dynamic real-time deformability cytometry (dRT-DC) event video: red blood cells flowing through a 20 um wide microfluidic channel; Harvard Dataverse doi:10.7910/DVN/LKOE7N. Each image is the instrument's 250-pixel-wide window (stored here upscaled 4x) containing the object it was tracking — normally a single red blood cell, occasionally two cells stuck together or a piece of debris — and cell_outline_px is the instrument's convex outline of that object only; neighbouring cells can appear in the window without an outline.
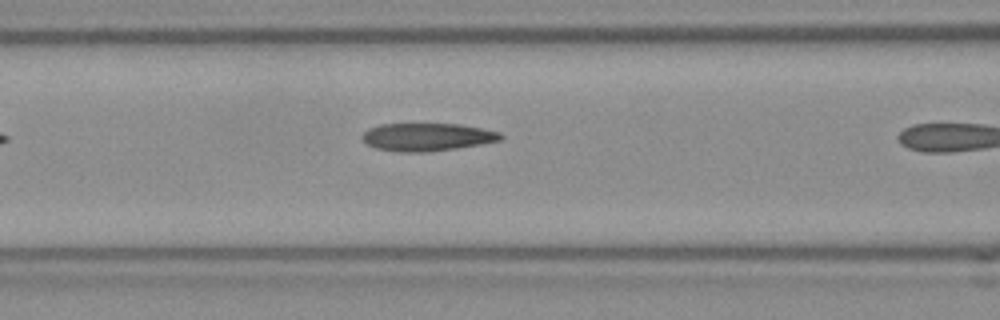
{"species": "Egyptian fruit bat (a non-hibernating species)", "species_latin": "Rousettus aegyptiacus", "temperature_condition": "room temperature", "stored_images_in_passage": 4, "camera_frame_rate_fps": 3000, "um_per_image_px": 0.085, "frame": {"image": 1, "passage_image": 3, "time_ms": 0.667, "image_size_px": [1000, 320], "cell_outline_px": [[504, 136], [500, 140], [480, 144], [456, 148], [428, 152], [400, 152], [376, 148], [368, 144], [360, 136], [368, 128], [380, 124], [460, 124], [500, 132]], "centroid_in_image_um": [36.29, 11.64], "position_along_channel_um": 130.3, "area_um2": 22.37}}